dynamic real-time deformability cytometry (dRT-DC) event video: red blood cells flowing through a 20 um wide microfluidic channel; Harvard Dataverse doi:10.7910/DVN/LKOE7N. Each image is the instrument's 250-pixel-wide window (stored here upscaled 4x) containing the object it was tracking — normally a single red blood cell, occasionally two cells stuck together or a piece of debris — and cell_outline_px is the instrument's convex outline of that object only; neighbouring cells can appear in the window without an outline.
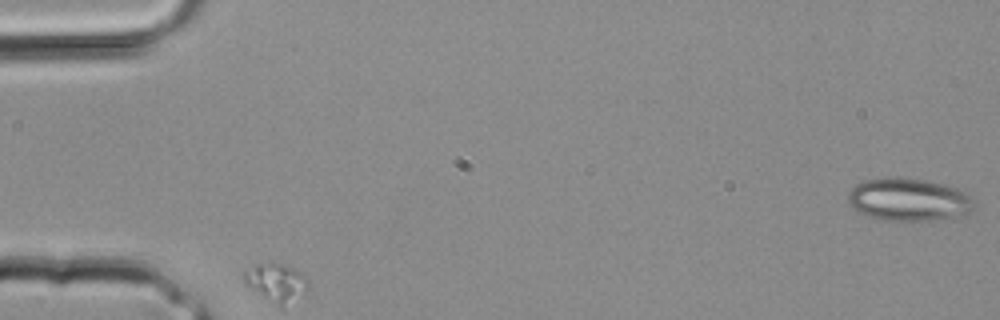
{"species": "common noctule bat (a hibernating species)", "species_latin": "Nyctalus noctula", "temperature_condition": "room temperature", "stored_images_in_passage": 3, "camera_frame_rate_fps": 3000, "um_per_image_px": 0.085, "animal": {"sex": "male", "body_mass_g": 20.4}, "frame": {"image": 1, "passage_image": 1, "time_ms": 0.0, "image_size_px": [1000, 320], "cell_outline_px": [[976, 208], [968, 212], [952, 216], [928, 220], [884, 220], [864, 216], [852, 208], [848, 204], [848, 192], [856, 184], [864, 180], [896, 176], [924, 180], [944, 184], [960, 188], [968, 192], [972, 196], [976, 204]], "centroid_in_image_um": [77.22, 16.94], "position_along_channel_um": 7.8, "area_um2": 31.73}}